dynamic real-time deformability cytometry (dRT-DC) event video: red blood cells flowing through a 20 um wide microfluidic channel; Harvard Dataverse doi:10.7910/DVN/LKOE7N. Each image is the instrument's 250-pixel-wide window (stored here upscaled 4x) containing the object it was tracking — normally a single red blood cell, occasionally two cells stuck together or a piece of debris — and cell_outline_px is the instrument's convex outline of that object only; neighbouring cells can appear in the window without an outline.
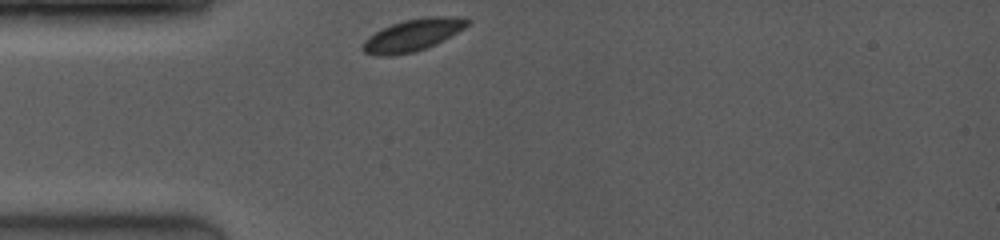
{"species": "common noctule bat (a hibernating species)", "species_latin": "Nyctalus noctula", "temperature_condition": "room temperature", "stored_images_in_passage": 40, "camera_frame_rate_fps": 4000, "um_per_image_px": 0.085, "animal": {"sex": "female", "body_mass_g": 19.0, "forearm_length_mm": 53.3}, "frame": {"image": 1, "passage_image": 1, "time_ms": 0.0, "image_size_px": [1000, 240], "cell_outline_px": [[468, 24], [464, 28], [436, 44], [412, 52], [388, 56], [384, 56], [364, 52], [360, 48], [364, 40], [368, 36], [392, 24], [408, 20], [432, 16], [444, 16], [468, 20]], "centroid_in_image_um": [35.02, 3.0], "position_along_channel_um": 50.0, "area_um2": 18.84}}
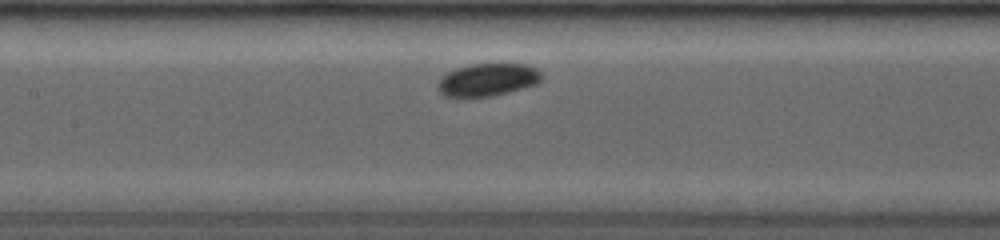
{"frame": {"image": 2, "passage_image": 14, "time_ms": 3.25, "image_size_px": [1000, 240], "cell_outline_px": [[540, 80], [536, 84], [492, 96], [468, 100], [444, 96], [440, 92], [440, 80], [448, 72], [456, 68], [472, 64], [524, 64], [536, 68], [540, 72]], "centroid_in_image_um": [41.41, 6.82], "position_along_channel_um": 166.0, "area_um2": 19.83}}
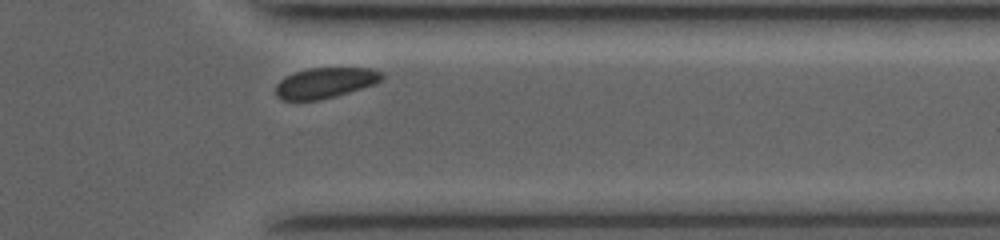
{"frame": {"image": 3, "passage_image": 36, "time_ms": 8.75, "image_size_px": [1000, 240], "cell_outline_px": [[384, 76], [380, 80], [372, 84], [348, 92], [316, 100], [280, 100], [276, 96], [276, 84], [280, 80], [296, 72], [308, 68], [372, 68], [380, 72]], "centroid_in_image_um": [27.6, 7.03], "position_along_channel_um": 383.8, "area_um2": 18.44}}